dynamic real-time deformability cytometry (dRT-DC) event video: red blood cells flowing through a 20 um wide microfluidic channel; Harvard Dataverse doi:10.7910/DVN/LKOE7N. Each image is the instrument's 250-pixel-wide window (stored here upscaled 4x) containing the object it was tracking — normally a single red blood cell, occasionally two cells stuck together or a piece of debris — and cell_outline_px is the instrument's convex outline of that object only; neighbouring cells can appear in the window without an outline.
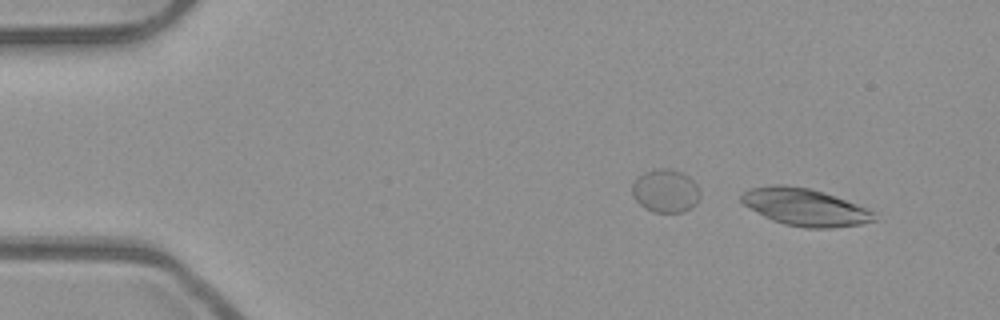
{"species": "common noctule bat (a hibernating species)", "species_latin": "Nyctalus noctula", "temperature_condition": "room temperature", "stored_images_in_passage": 45, "camera_frame_rate_fps": 3000, "um_per_image_px": 0.085, "animal": {"sex": "male", "body_mass_g": 23.1, "forearm_length_mm": 52.7}, "frame": {"image": 1, "passage_image": 1, "time_ms": 0.0, "image_size_px": [1000, 320], "cell_outline_px": [[876, 220], [860, 224], [832, 228], [804, 228], [784, 224], [772, 220], [764, 216], [744, 204], [740, 200], [740, 196], [744, 192], [752, 188], [776, 184], [784, 184], [808, 188], [824, 192], [864, 208], [872, 212]], "centroid_in_image_um": [68.37, 17.61], "position_along_channel_um": 16.6, "area_um2": 28.32}}